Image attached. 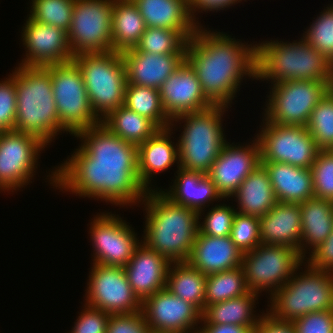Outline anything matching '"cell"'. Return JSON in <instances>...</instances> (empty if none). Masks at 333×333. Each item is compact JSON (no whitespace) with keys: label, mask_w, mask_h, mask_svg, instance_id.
Returning a JSON list of instances; mask_svg holds the SVG:
<instances>
[{"label":"cell","mask_w":333,"mask_h":333,"mask_svg":"<svg viewBox=\"0 0 333 333\" xmlns=\"http://www.w3.org/2000/svg\"><path fill=\"white\" fill-rule=\"evenodd\" d=\"M146 29L137 6L132 0H114L112 10V51L134 48Z\"/></svg>","instance_id":"1f68e13d"},{"label":"cell","mask_w":333,"mask_h":333,"mask_svg":"<svg viewBox=\"0 0 333 333\" xmlns=\"http://www.w3.org/2000/svg\"><path fill=\"white\" fill-rule=\"evenodd\" d=\"M252 142L241 146L227 141L207 173L224 199L230 198L261 164L259 142L256 138Z\"/></svg>","instance_id":"d6986e66"},{"label":"cell","mask_w":333,"mask_h":333,"mask_svg":"<svg viewBox=\"0 0 333 333\" xmlns=\"http://www.w3.org/2000/svg\"><path fill=\"white\" fill-rule=\"evenodd\" d=\"M200 25L186 43V60L195 69L206 98L230 106L245 76L256 79V44L241 43Z\"/></svg>","instance_id":"7a4b0ae2"},{"label":"cell","mask_w":333,"mask_h":333,"mask_svg":"<svg viewBox=\"0 0 333 333\" xmlns=\"http://www.w3.org/2000/svg\"><path fill=\"white\" fill-rule=\"evenodd\" d=\"M126 67L128 84L151 87L160 86L186 59V54H152L135 47L121 53Z\"/></svg>","instance_id":"7402d4cb"},{"label":"cell","mask_w":333,"mask_h":333,"mask_svg":"<svg viewBox=\"0 0 333 333\" xmlns=\"http://www.w3.org/2000/svg\"><path fill=\"white\" fill-rule=\"evenodd\" d=\"M261 164L269 174L277 201L300 204L314 197L310 168H299L280 162H261Z\"/></svg>","instance_id":"83f0119b"},{"label":"cell","mask_w":333,"mask_h":333,"mask_svg":"<svg viewBox=\"0 0 333 333\" xmlns=\"http://www.w3.org/2000/svg\"><path fill=\"white\" fill-rule=\"evenodd\" d=\"M27 17L21 32V40L27 53L19 65L46 67L73 60L74 56L68 42L67 31Z\"/></svg>","instance_id":"ac0fdd59"},{"label":"cell","mask_w":333,"mask_h":333,"mask_svg":"<svg viewBox=\"0 0 333 333\" xmlns=\"http://www.w3.org/2000/svg\"><path fill=\"white\" fill-rule=\"evenodd\" d=\"M17 94L14 130L38 137L49 145L64 130L60 127L51 73L46 67L18 65L14 70Z\"/></svg>","instance_id":"277c9868"},{"label":"cell","mask_w":333,"mask_h":333,"mask_svg":"<svg viewBox=\"0 0 333 333\" xmlns=\"http://www.w3.org/2000/svg\"><path fill=\"white\" fill-rule=\"evenodd\" d=\"M73 61L81 70L92 109L101 120L124 105L127 78L121 52L80 53Z\"/></svg>","instance_id":"ba28073f"},{"label":"cell","mask_w":333,"mask_h":333,"mask_svg":"<svg viewBox=\"0 0 333 333\" xmlns=\"http://www.w3.org/2000/svg\"><path fill=\"white\" fill-rule=\"evenodd\" d=\"M159 94L162 107L171 120L181 114L213 106L202 91L195 69L186 59L160 86Z\"/></svg>","instance_id":"ffe728a7"},{"label":"cell","mask_w":333,"mask_h":333,"mask_svg":"<svg viewBox=\"0 0 333 333\" xmlns=\"http://www.w3.org/2000/svg\"><path fill=\"white\" fill-rule=\"evenodd\" d=\"M292 323L295 333H333V310L312 312Z\"/></svg>","instance_id":"bcb514c9"},{"label":"cell","mask_w":333,"mask_h":333,"mask_svg":"<svg viewBox=\"0 0 333 333\" xmlns=\"http://www.w3.org/2000/svg\"><path fill=\"white\" fill-rule=\"evenodd\" d=\"M228 108L213 105L206 110L184 113L171 120V128L175 127L174 123L184 122L183 132L177 140L179 167L205 174L210 171L227 142L221 121Z\"/></svg>","instance_id":"8992f818"},{"label":"cell","mask_w":333,"mask_h":333,"mask_svg":"<svg viewBox=\"0 0 333 333\" xmlns=\"http://www.w3.org/2000/svg\"><path fill=\"white\" fill-rule=\"evenodd\" d=\"M205 283L206 275L193 268L188 262H172L168 270L166 289L203 312Z\"/></svg>","instance_id":"d6a6232c"},{"label":"cell","mask_w":333,"mask_h":333,"mask_svg":"<svg viewBox=\"0 0 333 333\" xmlns=\"http://www.w3.org/2000/svg\"><path fill=\"white\" fill-rule=\"evenodd\" d=\"M110 213L97 214L90 223L94 249L92 264L124 267L141 241L131 225L119 215Z\"/></svg>","instance_id":"2e32d148"},{"label":"cell","mask_w":333,"mask_h":333,"mask_svg":"<svg viewBox=\"0 0 333 333\" xmlns=\"http://www.w3.org/2000/svg\"><path fill=\"white\" fill-rule=\"evenodd\" d=\"M230 237L242 254L254 250L261 244L259 218L236 212Z\"/></svg>","instance_id":"60d3db41"},{"label":"cell","mask_w":333,"mask_h":333,"mask_svg":"<svg viewBox=\"0 0 333 333\" xmlns=\"http://www.w3.org/2000/svg\"><path fill=\"white\" fill-rule=\"evenodd\" d=\"M242 255L230 235L214 237L198 231L187 262L207 276L240 267Z\"/></svg>","instance_id":"603a6c76"},{"label":"cell","mask_w":333,"mask_h":333,"mask_svg":"<svg viewBox=\"0 0 333 333\" xmlns=\"http://www.w3.org/2000/svg\"><path fill=\"white\" fill-rule=\"evenodd\" d=\"M71 333H106L110 314L84 305Z\"/></svg>","instance_id":"f6af8a7d"},{"label":"cell","mask_w":333,"mask_h":333,"mask_svg":"<svg viewBox=\"0 0 333 333\" xmlns=\"http://www.w3.org/2000/svg\"><path fill=\"white\" fill-rule=\"evenodd\" d=\"M307 130L320 150H333V87L312 110Z\"/></svg>","instance_id":"74e56055"},{"label":"cell","mask_w":333,"mask_h":333,"mask_svg":"<svg viewBox=\"0 0 333 333\" xmlns=\"http://www.w3.org/2000/svg\"><path fill=\"white\" fill-rule=\"evenodd\" d=\"M51 73L52 89L60 127L75 136L102 120L94 113L81 70L72 60L46 66Z\"/></svg>","instance_id":"9c48e42d"},{"label":"cell","mask_w":333,"mask_h":333,"mask_svg":"<svg viewBox=\"0 0 333 333\" xmlns=\"http://www.w3.org/2000/svg\"><path fill=\"white\" fill-rule=\"evenodd\" d=\"M106 333H152L142 311L129 314H111Z\"/></svg>","instance_id":"7dc6e473"},{"label":"cell","mask_w":333,"mask_h":333,"mask_svg":"<svg viewBox=\"0 0 333 333\" xmlns=\"http://www.w3.org/2000/svg\"><path fill=\"white\" fill-rule=\"evenodd\" d=\"M47 147L28 133L0 131V190H20L32 182L40 151Z\"/></svg>","instance_id":"5bb4252c"},{"label":"cell","mask_w":333,"mask_h":333,"mask_svg":"<svg viewBox=\"0 0 333 333\" xmlns=\"http://www.w3.org/2000/svg\"><path fill=\"white\" fill-rule=\"evenodd\" d=\"M171 263L143 242L136 247L132 258L123 268L131 288L141 301L166 288Z\"/></svg>","instance_id":"44dd1931"},{"label":"cell","mask_w":333,"mask_h":333,"mask_svg":"<svg viewBox=\"0 0 333 333\" xmlns=\"http://www.w3.org/2000/svg\"><path fill=\"white\" fill-rule=\"evenodd\" d=\"M114 0H75L67 38L73 56L112 51Z\"/></svg>","instance_id":"7c38bea8"},{"label":"cell","mask_w":333,"mask_h":333,"mask_svg":"<svg viewBox=\"0 0 333 333\" xmlns=\"http://www.w3.org/2000/svg\"><path fill=\"white\" fill-rule=\"evenodd\" d=\"M305 259L293 247L260 244L242 255L241 267L250 291L271 296L283 287Z\"/></svg>","instance_id":"8fae6325"},{"label":"cell","mask_w":333,"mask_h":333,"mask_svg":"<svg viewBox=\"0 0 333 333\" xmlns=\"http://www.w3.org/2000/svg\"><path fill=\"white\" fill-rule=\"evenodd\" d=\"M305 264L307 270L297 273L302 268L298 267L289 281L268 298L271 305H267L270 308L266 312L272 317L293 322L312 312L333 310V272Z\"/></svg>","instance_id":"52a82bcc"},{"label":"cell","mask_w":333,"mask_h":333,"mask_svg":"<svg viewBox=\"0 0 333 333\" xmlns=\"http://www.w3.org/2000/svg\"><path fill=\"white\" fill-rule=\"evenodd\" d=\"M258 296V293L250 291L243 296L208 305L202 312L200 324H234L255 331L261 317L259 314L256 316L253 310Z\"/></svg>","instance_id":"4dcf8cb0"},{"label":"cell","mask_w":333,"mask_h":333,"mask_svg":"<svg viewBox=\"0 0 333 333\" xmlns=\"http://www.w3.org/2000/svg\"><path fill=\"white\" fill-rule=\"evenodd\" d=\"M256 80H271V84L318 80L333 86V62L302 37L292 43L263 41L256 44Z\"/></svg>","instance_id":"5b68a950"},{"label":"cell","mask_w":333,"mask_h":333,"mask_svg":"<svg viewBox=\"0 0 333 333\" xmlns=\"http://www.w3.org/2000/svg\"><path fill=\"white\" fill-rule=\"evenodd\" d=\"M81 145L47 175L56 189L119 206L141 203L147 190L139 181L137 145L102 123L75 135Z\"/></svg>","instance_id":"6da1fadb"},{"label":"cell","mask_w":333,"mask_h":333,"mask_svg":"<svg viewBox=\"0 0 333 333\" xmlns=\"http://www.w3.org/2000/svg\"><path fill=\"white\" fill-rule=\"evenodd\" d=\"M176 173L170 190L164 189L165 192L160 188V191L171 202L196 211L199 219H202L201 214L210 203L224 199L207 174L182 167H178Z\"/></svg>","instance_id":"cb8c5ba5"},{"label":"cell","mask_w":333,"mask_h":333,"mask_svg":"<svg viewBox=\"0 0 333 333\" xmlns=\"http://www.w3.org/2000/svg\"><path fill=\"white\" fill-rule=\"evenodd\" d=\"M14 72L0 81V131L14 130L17 108Z\"/></svg>","instance_id":"ee69618b"},{"label":"cell","mask_w":333,"mask_h":333,"mask_svg":"<svg viewBox=\"0 0 333 333\" xmlns=\"http://www.w3.org/2000/svg\"><path fill=\"white\" fill-rule=\"evenodd\" d=\"M320 13L302 38L333 62V5Z\"/></svg>","instance_id":"ab89813d"},{"label":"cell","mask_w":333,"mask_h":333,"mask_svg":"<svg viewBox=\"0 0 333 333\" xmlns=\"http://www.w3.org/2000/svg\"><path fill=\"white\" fill-rule=\"evenodd\" d=\"M158 190L147 191L141 204L146 212L141 242L171 262H187L199 231L198 213L171 202Z\"/></svg>","instance_id":"3957f363"},{"label":"cell","mask_w":333,"mask_h":333,"mask_svg":"<svg viewBox=\"0 0 333 333\" xmlns=\"http://www.w3.org/2000/svg\"><path fill=\"white\" fill-rule=\"evenodd\" d=\"M101 123L122 140L137 146L159 130L151 120L124 105L112 110Z\"/></svg>","instance_id":"836d02e7"},{"label":"cell","mask_w":333,"mask_h":333,"mask_svg":"<svg viewBox=\"0 0 333 333\" xmlns=\"http://www.w3.org/2000/svg\"><path fill=\"white\" fill-rule=\"evenodd\" d=\"M202 326L199 327L197 333H255V331L249 327L234 324H202Z\"/></svg>","instance_id":"816d5d0a"},{"label":"cell","mask_w":333,"mask_h":333,"mask_svg":"<svg viewBox=\"0 0 333 333\" xmlns=\"http://www.w3.org/2000/svg\"><path fill=\"white\" fill-rule=\"evenodd\" d=\"M141 311L152 333H197L202 319L196 306L166 288L145 298Z\"/></svg>","instance_id":"e0dca14e"},{"label":"cell","mask_w":333,"mask_h":333,"mask_svg":"<svg viewBox=\"0 0 333 333\" xmlns=\"http://www.w3.org/2000/svg\"><path fill=\"white\" fill-rule=\"evenodd\" d=\"M271 86L263 118L274 124L302 127H307L312 110L333 87L328 81L318 80L284 81Z\"/></svg>","instance_id":"30bf717a"},{"label":"cell","mask_w":333,"mask_h":333,"mask_svg":"<svg viewBox=\"0 0 333 333\" xmlns=\"http://www.w3.org/2000/svg\"><path fill=\"white\" fill-rule=\"evenodd\" d=\"M250 292L242 267L206 276L205 308L213 303L237 298Z\"/></svg>","instance_id":"d590c367"},{"label":"cell","mask_w":333,"mask_h":333,"mask_svg":"<svg viewBox=\"0 0 333 333\" xmlns=\"http://www.w3.org/2000/svg\"><path fill=\"white\" fill-rule=\"evenodd\" d=\"M85 304L111 314L141 311L142 301L131 288L120 266L93 264L89 272Z\"/></svg>","instance_id":"9a60e30c"},{"label":"cell","mask_w":333,"mask_h":333,"mask_svg":"<svg viewBox=\"0 0 333 333\" xmlns=\"http://www.w3.org/2000/svg\"><path fill=\"white\" fill-rule=\"evenodd\" d=\"M146 27L178 31L187 41L200 26L192 17L189 0H132Z\"/></svg>","instance_id":"d4e9b609"},{"label":"cell","mask_w":333,"mask_h":333,"mask_svg":"<svg viewBox=\"0 0 333 333\" xmlns=\"http://www.w3.org/2000/svg\"><path fill=\"white\" fill-rule=\"evenodd\" d=\"M308 253L310 256L308 260L305 259L307 264L315 269L333 272V230L323 243Z\"/></svg>","instance_id":"c3c4849f"},{"label":"cell","mask_w":333,"mask_h":333,"mask_svg":"<svg viewBox=\"0 0 333 333\" xmlns=\"http://www.w3.org/2000/svg\"><path fill=\"white\" fill-rule=\"evenodd\" d=\"M262 122L261 131L255 135L260 146L261 162L311 168L320 149L307 127L274 124L265 118Z\"/></svg>","instance_id":"4fadbf2b"},{"label":"cell","mask_w":333,"mask_h":333,"mask_svg":"<svg viewBox=\"0 0 333 333\" xmlns=\"http://www.w3.org/2000/svg\"><path fill=\"white\" fill-rule=\"evenodd\" d=\"M242 0H189V8L192 14V17L195 21L200 25V23L196 20V16L194 15L198 12H208V11H220L225 8H230L232 5L238 4ZM201 10V11H200Z\"/></svg>","instance_id":"f907efd6"},{"label":"cell","mask_w":333,"mask_h":333,"mask_svg":"<svg viewBox=\"0 0 333 333\" xmlns=\"http://www.w3.org/2000/svg\"><path fill=\"white\" fill-rule=\"evenodd\" d=\"M310 169L314 197L333 201V150H320Z\"/></svg>","instance_id":"b9f144b4"},{"label":"cell","mask_w":333,"mask_h":333,"mask_svg":"<svg viewBox=\"0 0 333 333\" xmlns=\"http://www.w3.org/2000/svg\"><path fill=\"white\" fill-rule=\"evenodd\" d=\"M231 197L238 202L236 212L257 218L264 216L278 202L269 174L262 164L243 180Z\"/></svg>","instance_id":"f1b7e54d"},{"label":"cell","mask_w":333,"mask_h":333,"mask_svg":"<svg viewBox=\"0 0 333 333\" xmlns=\"http://www.w3.org/2000/svg\"><path fill=\"white\" fill-rule=\"evenodd\" d=\"M259 220L262 244L293 247L300 253L302 235L300 204L278 201Z\"/></svg>","instance_id":"484cf974"},{"label":"cell","mask_w":333,"mask_h":333,"mask_svg":"<svg viewBox=\"0 0 333 333\" xmlns=\"http://www.w3.org/2000/svg\"><path fill=\"white\" fill-rule=\"evenodd\" d=\"M255 333H295V328L292 322L278 320L263 311Z\"/></svg>","instance_id":"681fc988"},{"label":"cell","mask_w":333,"mask_h":333,"mask_svg":"<svg viewBox=\"0 0 333 333\" xmlns=\"http://www.w3.org/2000/svg\"><path fill=\"white\" fill-rule=\"evenodd\" d=\"M29 17L68 31L73 17L75 0H31Z\"/></svg>","instance_id":"f35d334b"},{"label":"cell","mask_w":333,"mask_h":333,"mask_svg":"<svg viewBox=\"0 0 333 333\" xmlns=\"http://www.w3.org/2000/svg\"><path fill=\"white\" fill-rule=\"evenodd\" d=\"M300 208V255L306 259L308 251H313L323 243L333 230V201L312 197L300 203Z\"/></svg>","instance_id":"f546056e"},{"label":"cell","mask_w":333,"mask_h":333,"mask_svg":"<svg viewBox=\"0 0 333 333\" xmlns=\"http://www.w3.org/2000/svg\"><path fill=\"white\" fill-rule=\"evenodd\" d=\"M172 131L171 127L159 129L137 146L139 181L147 191L153 190L149 185L155 173L168 170L175 162L179 167V145L172 142Z\"/></svg>","instance_id":"4316f807"},{"label":"cell","mask_w":333,"mask_h":333,"mask_svg":"<svg viewBox=\"0 0 333 333\" xmlns=\"http://www.w3.org/2000/svg\"><path fill=\"white\" fill-rule=\"evenodd\" d=\"M187 40L176 30L146 27L135 48L152 54H186Z\"/></svg>","instance_id":"8d00e7d4"},{"label":"cell","mask_w":333,"mask_h":333,"mask_svg":"<svg viewBox=\"0 0 333 333\" xmlns=\"http://www.w3.org/2000/svg\"><path fill=\"white\" fill-rule=\"evenodd\" d=\"M236 209L226 204H216L198 223L199 232L208 236L221 237L231 234L232 222Z\"/></svg>","instance_id":"7bdbcfd3"},{"label":"cell","mask_w":333,"mask_h":333,"mask_svg":"<svg viewBox=\"0 0 333 333\" xmlns=\"http://www.w3.org/2000/svg\"><path fill=\"white\" fill-rule=\"evenodd\" d=\"M124 106L151 120L159 129L171 127V119L162 107L157 89L127 83Z\"/></svg>","instance_id":"e575fe53"}]
</instances>
